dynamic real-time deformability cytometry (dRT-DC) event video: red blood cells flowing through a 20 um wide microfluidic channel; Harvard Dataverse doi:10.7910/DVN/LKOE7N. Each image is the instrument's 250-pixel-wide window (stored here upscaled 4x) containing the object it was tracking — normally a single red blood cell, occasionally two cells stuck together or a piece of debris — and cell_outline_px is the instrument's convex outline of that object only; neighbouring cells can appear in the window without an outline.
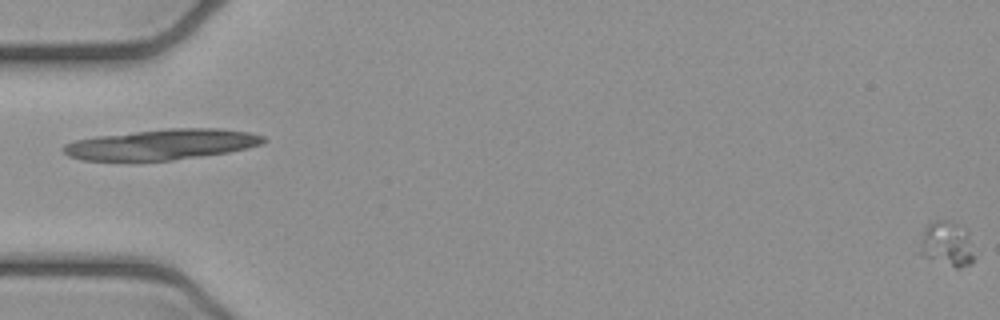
{"species": "common noctule bat (a hibernating species)", "species_latin": "Nyctalus noctula", "temperature_condition": "cold", "stored_images_in_passage": 5, "segment_of_instrument_passage": [2, 2], "camera_frame_rate_fps": 3000, "um_per_image_px": 0.085, "animal": {"sex": "female", "body_mass_g": 21.9}, "frame": {"image": 1, "passage_image": 5, "time_ms": 1.333, "image_size_px": [1000, 320], "cell_outline_px": [[972, 264], [960, 268], [956, 268], [924, 256], [920, 252], [920, 244], [924, 232], [928, 224], [932, 220], [948, 220], [960, 224], [968, 232], [972, 252]], "centroid_in_image_um": [80.5, 20.71], "position_along_channel_um": 4.5, "area_um2": 13.99}}